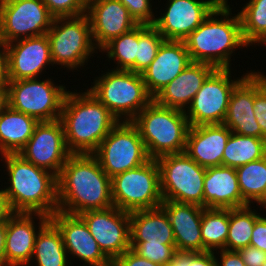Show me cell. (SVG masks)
Here are the masks:
<instances>
[{
  "label": "cell",
  "instance_id": "cb8c5ba5",
  "mask_svg": "<svg viewBox=\"0 0 266 266\" xmlns=\"http://www.w3.org/2000/svg\"><path fill=\"white\" fill-rule=\"evenodd\" d=\"M255 72L249 74L234 88L223 124L231 132L242 136L263 138L261 128L254 116Z\"/></svg>",
  "mask_w": 266,
  "mask_h": 266
},
{
  "label": "cell",
  "instance_id": "2e32d148",
  "mask_svg": "<svg viewBox=\"0 0 266 266\" xmlns=\"http://www.w3.org/2000/svg\"><path fill=\"white\" fill-rule=\"evenodd\" d=\"M228 1V0H227ZM223 0H168L153 26L165 40L183 41Z\"/></svg>",
  "mask_w": 266,
  "mask_h": 266
},
{
  "label": "cell",
  "instance_id": "484cf974",
  "mask_svg": "<svg viewBox=\"0 0 266 266\" xmlns=\"http://www.w3.org/2000/svg\"><path fill=\"white\" fill-rule=\"evenodd\" d=\"M203 193L204 208L233 209L247 206L241 195L236 169L229 166L206 168Z\"/></svg>",
  "mask_w": 266,
  "mask_h": 266
},
{
  "label": "cell",
  "instance_id": "83f0119b",
  "mask_svg": "<svg viewBox=\"0 0 266 266\" xmlns=\"http://www.w3.org/2000/svg\"><path fill=\"white\" fill-rule=\"evenodd\" d=\"M38 123L36 118L7 106L0 113V155L18 154Z\"/></svg>",
  "mask_w": 266,
  "mask_h": 266
},
{
  "label": "cell",
  "instance_id": "74e56055",
  "mask_svg": "<svg viewBox=\"0 0 266 266\" xmlns=\"http://www.w3.org/2000/svg\"><path fill=\"white\" fill-rule=\"evenodd\" d=\"M54 17H75L86 13L87 0H42Z\"/></svg>",
  "mask_w": 266,
  "mask_h": 266
},
{
  "label": "cell",
  "instance_id": "277c9868",
  "mask_svg": "<svg viewBox=\"0 0 266 266\" xmlns=\"http://www.w3.org/2000/svg\"><path fill=\"white\" fill-rule=\"evenodd\" d=\"M6 162L9 187L3 190L13 213H39L46 216L58 211L57 177L24 160L19 154L1 155Z\"/></svg>",
  "mask_w": 266,
  "mask_h": 266
},
{
  "label": "cell",
  "instance_id": "ab89813d",
  "mask_svg": "<svg viewBox=\"0 0 266 266\" xmlns=\"http://www.w3.org/2000/svg\"><path fill=\"white\" fill-rule=\"evenodd\" d=\"M215 252L176 251L168 266H217Z\"/></svg>",
  "mask_w": 266,
  "mask_h": 266
},
{
  "label": "cell",
  "instance_id": "44dd1931",
  "mask_svg": "<svg viewBox=\"0 0 266 266\" xmlns=\"http://www.w3.org/2000/svg\"><path fill=\"white\" fill-rule=\"evenodd\" d=\"M191 62L183 41L164 40L152 63L141 73L147 92L154 98Z\"/></svg>",
  "mask_w": 266,
  "mask_h": 266
},
{
  "label": "cell",
  "instance_id": "e0dca14e",
  "mask_svg": "<svg viewBox=\"0 0 266 266\" xmlns=\"http://www.w3.org/2000/svg\"><path fill=\"white\" fill-rule=\"evenodd\" d=\"M50 220L61 232L68 256L81 259L85 262L83 266H112V261L102 252L79 215L56 211Z\"/></svg>",
  "mask_w": 266,
  "mask_h": 266
},
{
  "label": "cell",
  "instance_id": "f546056e",
  "mask_svg": "<svg viewBox=\"0 0 266 266\" xmlns=\"http://www.w3.org/2000/svg\"><path fill=\"white\" fill-rule=\"evenodd\" d=\"M266 156V140L231 133L222 156V165L238 168Z\"/></svg>",
  "mask_w": 266,
  "mask_h": 266
},
{
  "label": "cell",
  "instance_id": "603a6c76",
  "mask_svg": "<svg viewBox=\"0 0 266 266\" xmlns=\"http://www.w3.org/2000/svg\"><path fill=\"white\" fill-rule=\"evenodd\" d=\"M231 133L224 124L190 126L185 153L202 167L220 166Z\"/></svg>",
  "mask_w": 266,
  "mask_h": 266
},
{
  "label": "cell",
  "instance_id": "816d5d0a",
  "mask_svg": "<svg viewBox=\"0 0 266 266\" xmlns=\"http://www.w3.org/2000/svg\"><path fill=\"white\" fill-rule=\"evenodd\" d=\"M3 42H2V40H1V34H0V45L2 44Z\"/></svg>",
  "mask_w": 266,
  "mask_h": 266
},
{
  "label": "cell",
  "instance_id": "7a4b0ae2",
  "mask_svg": "<svg viewBox=\"0 0 266 266\" xmlns=\"http://www.w3.org/2000/svg\"><path fill=\"white\" fill-rule=\"evenodd\" d=\"M60 120L71 154H93L102 140L120 122L89 90H68Z\"/></svg>",
  "mask_w": 266,
  "mask_h": 266
},
{
  "label": "cell",
  "instance_id": "4dcf8cb0",
  "mask_svg": "<svg viewBox=\"0 0 266 266\" xmlns=\"http://www.w3.org/2000/svg\"><path fill=\"white\" fill-rule=\"evenodd\" d=\"M229 231V209L204 208L201 220L203 252L225 248Z\"/></svg>",
  "mask_w": 266,
  "mask_h": 266
},
{
  "label": "cell",
  "instance_id": "8fae6325",
  "mask_svg": "<svg viewBox=\"0 0 266 266\" xmlns=\"http://www.w3.org/2000/svg\"><path fill=\"white\" fill-rule=\"evenodd\" d=\"M93 155L110 178L150 160L139 130L131 121H120Z\"/></svg>",
  "mask_w": 266,
  "mask_h": 266
},
{
  "label": "cell",
  "instance_id": "3957f363",
  "mask_svg": "<svg viewBox=\"0 0 266 266\" xmlns=\"http://www.w3.org/2000/svg\"><path fill=\"white\" fill-rule=\"evenodd\" d=\"M231 15V8L227 0H223L183 40L192 62L208 63L216 69H230V59L233 51L240 48V46H248L242 36L239 13L234 17ZM218 16H220V19L216 18Z\"/></svg>",
  "mask_w": 266,
  "mask_h": 266
},
{
  "label": "cell",
  "instance_id": "52a82bcc",
  "mask_svg": "<svg viewBox=\"0 0 266 266\" xmlns=\"http://www.w3.org/2000/svg\"><path fill=\"white\" fill-rule=\"evenodd\" d=\"M113 206L127 212L155 209L163 202L155 159L111 178Z\"/></svg>",
  "mask_w": 266,
  "mask_h": 266
},
{
  "label": "cell",
  "instance_id": "6da1fadb",
  "mask_svg": "<svg viewBox=\"0 0 266 266\" xmlns=\"http://www.w3.org/2000/svg\"><path fill=\"white\" fill-rule=\"evenodd\" d=\"M58 211L79 215L113 206L111 178L93 154H71L57 177Z\"/></svg>",
  "mask_w": 266,
  "mask_h": 266
},
{
  "label": "cell",
  "instance_id": "ffe728a7",
  "mask_svg": "<svg viewBox=\"0 0 266 266\" xmlns=\"http://www.w3.org/2000/svg\"><path fill=\"white\" fill-rule=\"evenodd\" d=\"M37 216L39 228L33 218ZM50 220L39 213H13L7 220L5 266H27L32 261L35 239L39 230Z\"/></svg>",
  "mask_w": 266,
  "mask_h": 266
},
{
  "label": "cell",
  "instance_id": "4316f807",
  "mask_svg": "<svg viewBox=\"0 0 266 266\" xmlns=\"http://www.w3.org/2000/svg\"><path fill=\"white\" fill-rule=\"evenodd\" d=\"M130 244L175 245L171 223L161 207L130 212Z\"/></svg>",
  "mask_w": 266,
  "mask_h": 266
},
{
  "label": "cell",
  "instance_id": "836d02e7",
  "mask_svg": "<svg viewBox=\"0 0 266 266\" xmlns=\"http://www.w3.org/2000/svg\"><path fill=\"white\" fill-rule=\"evenodd\" d=\"M238 13L245 43L266 44V0H250Z\"/></svg>",
  "mask_w": 266,
  "mask_h": 266
},
{
  "label": "cell",
  "instance_id": "ee69618b",
  "mask_svg": "<svg viewBox=\"0 0 266 266\" xmlns=\"http://www.w3.org/2000/svg\"><path fill=\"white\" fill-rule=\"evenodd\" d=\"M250 246L256 247L266 253V217L260 216L255 221Z\"/></svg>",
  "mask_w": 266,
  "mask_h": 266
},
{
  "label": "cell",
  "instance_id": "7402d4cb",
  "mask_svg": "<svg viewBox=\"0 0 266 266\" xmlns=\"http://www.w3.org/2000/svg\"><path fill=\"white\" fill-rule=\"evenodd\" d=\"M160 207L171 223L176 251L203 252L201 220L204 208L169 200H163Z\"/></svg>",
  "mask_w": 266,
  "mask_h": 266
},
{
  "label": "cell",
  "instance_id": "d4e9b609",
  "mask_svg": "<svg viewBox=\"0 0 266 266\" xmlns=\"http://www.w3.org/2000/svg\"><path fill=\"white\" fill-rule=\"evenodd\" d=\"M215 69L208 63L191 62L175 79L163 87L153 100L161 106L185 111Z\"/></svg>",
  "mask_w": 266,
  "mask_h": 266
},
{
  "label": "cell",
  "instance_id": "bcb514c9",
  "mask_svg": "<svg viewBox=\"0 0 266 266\" xmlns=\"http://www.w3.org/2000/svg\"><path fill=\"white\" fill-rule=\"evenodd\" d=\"M9 83L6 46L0 45V87H7Z\"/></svg>",
  "mask_w": 266,
  "mask_h": 266
},
{
  "label": "cell",
  "instance_id": "e575fe53",
  "mask_svg": "<svg viewBox=\"0 0 266 266\" xmlns=\"http://www.w3.org/2000/svg\"><path fill=\"white\" fill-rule=\"evenodd\" d=\"M106 51L109 60L117 61L115 70L135 72L137 56V26L132 30L115 37L105 44L100 52ZM116 60V61H115Z\"/></svg>",
  "mask_w": 266,
  "mask_h": 266
},
{
  "label": "cell",
  "instance_id": "f1b7e54d",
  "mask_svg": "<svg viewBox=\"0 0 266 266\" xmlns=\"http://www.w3.org/2000/svg\"><path fill=\"white\" fill-rule=\"evenodd\" d=\"M67 257L61 232L49 220L36 236L32 258L36 260V266H68Z\"/></svg>",
  "mask_w": 266,
  "mask_h": 266
},
{
  "label": "cell",
  "instance_id": "1f68e13d",
  "mask_svg": "<svg viewBox=\"0 0 266 266\" xmlns=\"http://www.w3.org/2000/svg\"><path fill=\"white\" fill-rule=\"evenodd\" d=\"M251 205L229 209V231L225 250L238 251L250 245L255 221L260 215Z\"/></svg>",
  "mask_w": 266,
  "mask_h": 266
},
{
  "label": "cell",
  "instance_id": "30bf717a",
  "mask_svg": "<svg viewBox=\"0 0 266 266\" xmlns=\"http://www.w3.org/2000/svg\"><path fill=\"white\" fill-rule=\"evenodd\" d=\"M67 92L65 86H56L51 79L9 80L8 106L36 118L39 122L54 121L60 119Z\"/></svg>",
  "mask_w": 266,
  "mask_h": 266
},
{
  "label": "cell",
  "instance_id": "60d3db41",
  "mask_svg": "<svg viewBox=\"0 0 266 266\" xmlns=\"http://www.w3.org/2000/svg\"><path fill=\"white\" fill-rule=\"evenodd\" d=\"M129 11L130 16L137 24L153 25L155 16L151 0H119Z\"/></svg>",
  "mask_w": 266,
  "mask_h": 266
},
{
  "label": "cell",
  "instance_id": "d6986e66",
  "mask_svg": "<svg viewBox=\"0 0 266 266\" xmlns=\"http://www.w3.org/2000/svg\"><path fill=\"white\" fill-rule=\"evenodd\" d=\"M86 14L91 24L93 43L99 50L113 38L138 25L119 0H87Z\"/></svg>",
  "mask_w": 266,
  "mask_h": 266
},
{
  "label": "cell",
  "instance_id": "d6a6232c",
  "mask_svg": "<svg viewBox=\"0 0 266 266\" xmlns=\"http://www.w3.org/2000/svg\"><path fill=\"white\" fill-rule=\"evenodd\" d=\"M236 174L244 202L258 203L266 191V156L236 168Z\"/></svg>",
  "mask_w": 266,
  "mask_h": 266
},
{
  "label": "cell",
  "instance_id": "5bb4252c",
  "mask_svg": "<svg viewBox=\"0 0 266 266\" xmlns=\"http://www.w3.org/2000/svg\"><path fill=\"white\" fill-rule=\"evenodd\" d=\"M18 154L24 160L58 177L71 155L66 146L61 120L39 122Z\"/></svg>",
  "mask_w": 266,
  "mask_h": 266
},
{
  "label": "cell",
  "instance_id": "9c48e42d",
  "mask_svg": "<svg viewBox=\"0 0 266 266\" xmlns=\"http://www.w3.org/2000/svg\"><path fill=\"white\" fill-rule=\"evenodd\" d=\"M160 171L163 200L198 205L204 208V178L206 168L185 152L156 159Z\"/></svg>",
  "mask_w": 266,
  "mask_h": 266
},
{
  "label": "cell",
  "instance_id": "8d00e7d4",
  "mask_svg": "<svg viewBox=\"0 0 266 266\" xmlns=\"http://www.w3.org/2000/svg\"><path fill=\"white\" fill-rule=\"evenodd\" d=\"M131 249L140 257L162 266H168L176 252L175 245L130 244Z\"/></svg>",
  "mask_w": 266,
  "mask_h": 266
},
{
  "label": "cell",
  "instance_id": "f907efd6",
  "mask_svg": "<svg viewBox=\"0 0 266 266\" xmlns=\"http://www.w3.org/2000/svg\"><path fill=\"white\" fill-rule=\"evenodd\" d=\"M258 204L260 205V206H264V208H266V191H265V193H264V195H263V197L260 199V201L258 202Z\"/></svg>",
  "mask_w": 266,
  "mask_h": 266
},
{
  "label": "cell",
  "instance_id": "9a60e30c",
  "mask_svg": "<svg viewBox=\"0 0 266 266\" xmlns=\"http://www.w3.org/2000/svg\"><path fill=\"white\" fill-rule=\"evenodd\" d=\"M102 252L113 262L131 249L130 212L115 206L79 214Z\"/></svg>",
  "mask_w": 266,
  "mask_h": 266
},
{
  "label": "cell",
  "instance_id": "7dc6e473",
  "mask_svg": "<svg viewBox=\"0 0 266 266\" xmlns=\"http://www.w3.org/2000/svg\"><path fill=\"white\" fill-rule=\"evenodd\" d=\"M13 214L8 200L3 193V190H0V224H7L8 218Z\"/></svg>",
  "mask_w": 266,
  "mask_h": 266
},
{
  "label": "cell",
  "instance_id": "8992f818",
  "mask_svg": "<svg viewBox=\"0 0 266 266\" xmlns=\"http://www.w3.org/2000/svg\"><path fill=\"white\" fill-rule=\"evenodd\" d=\"M88 90L119 121H132L153 100L142 75L132 71L112 69L96 77Z\"/></svg>",
  "mask_w": 266,
  "mask_h": 266
},
{
  "label": "cell",
  "instance_id": "ac0fdd59",
  "mask_svg": "<svg viewBox=\"0 0 266 266\" xmlns=\"http://www.w3.org/2000/svg\"><path fill=\"white\" fill-rule=\"evenodd\" d=\"M5 46L9 80L38 78L46 66L53 65L47 34L19 39Z\"/></svg>",
  "mask_w": 266,
  "mask_h": 266
},
{
  "label": "cell",
  "instance_id": "7bdbcfd3",
  "mask_svg": "<svg viewBox=\"0 0 266 266\" xmlns=\"http://www.w3.org/2000/svg\"><path fill=\"white\" fill-rule=\"evenodd\" d=\"M246 266H263L266 261V253L253 246H247L238 250Z\"/></svg>",
  "mask_w": 266,
  "mask_h": 266
},
{
  "label": "cell",
  "instance_id": "d590c367",
  "mask_svg": "<svg viewBox=\"0 0 266 266\" xmlns=\"http://www.w3.org/2000/svg\"><path fill=\"white\" fill-rule=\"evenodd\" d=\"M165 39L153 25H137L135 73L141 74L154 60Z\"/></svg>",
  "mask_w": 266,
  "mask_h": 266
},
{
  "label": "cell",
  "instance_id": "5b68a950",
  "mask_svg": "<svg viewBox=\"0 0 266 266\" xmlns=\"http://www.w3.org/2000/svg\"><path fill=\"white\" fill-rule=\"evenodd\" d=\"M131 122L138 128L150 159L185 152L190 127L185 111L152 100Z\"/></svg>",
  "mask_w": 266,
  "mask_h": 266
},
{
  "label": "cell",
  "instance_id": "c3c4849f",
  "mask_svg": "<svg viewBox=\"0 0 266 266\" xmlns=\"http://www.w3.org/2000/svg\"><path fill=\"white\" fill-rule=\"evenodd\" d=\"M7 224H0V266H5V242Z\"/></svg>",
  "mask_w": 266,
  "mask_h": 266
},
{
  "label": "cell",
  "instance_id": "f35d334b",
  "mask_svg": "<svg viewBox=\"0 0 266 266\" xmlns=\"http://www.w3.org/2000/svg\"><path fill=\"white\" fill-rule=\"evenodd\" d=\"M253 112L266 140V75L261 72H255Z\"/></svg>",
  "mask_w": 266,
  "mask_h": 266
},
{
  "label": "cell",
  "instance_id": "f6af8a7d",
  "mask_svg": "<svg viewBox=\"0 0 266 266\" xmlns=\"http://www.w3.org/2000/svg\"><path fill=\"white\" fill-rule=\"evenodd\" d=\"M220 254L221 262L217 260V266H246L238 251L221 249Z\"/></svg>",
  "mask_w": 266,
  "mask_h": 266
},
{
  "label": "cell",
  "instance_id": "4fadbf2b",
  "mask_svg": "<svg viewBox=\"0 0 266 266\" xmlns=\"http://www.w3.org/2000/svg\"><path fill=\"white\" fill-rule=\"evenodd\" d=\"M53 20L42 0H0V34L4 45L46 34Z\"/></svg>",
  "mask_w": 266,
  "mask_h": 266
},
{
  "label": "cell",
  "instance_id": "7c38bea8",
  "mask_svg": "<svg viewBox=\"0 0 266 266\" xmlns=\"http://www.w3.org/2000/svg\"><path fill=\"white\" fill-rule=\"evenodd\" d=\"M248 74L246 73L239 79L231 80L230 69H215L185 109L189 125L223 124L230 96L234 88Z\"/></svg>",
  "mask_w": 266,
  "mask_h": 266
},
{
  "label": "cell",
  "instance_id": "b9f144b4",
  "mask_svg": "<svg viewBox=\"0 0 266 266\" xmlns=\"http://www.w3.org/2000/svg\"><path fill=\"white\" fill-rule=\"evenodd\" d=\"M112 266H162L140 257L132 249L127 250L124 254L117 257Z\"/></svg>",
  "mask_w": 266,
  "mask_h": 266
},
{
  "label": "cell",
  "instance_id": "681fc988",
  "mask_svg": "<svg viewBox=\"0 0 266 266\" xmlns=\"http://www.w3.org/2000/svg\"><path fill=\"white\" fill-rule=\"evenodd\" d=\"M8 106L7 87H0V113Z\"/></svg>",
  "mask_w": 266,
  "mask_h": 266
},
{
  "label": "cell",
  "instance_id": "ba28073f",
  "mask_svg": "<svg viewBox=\"0 0 266 266\" xmlns=\"http://www.w3.org/2000/svg\"><path fill=\"white\" fill-rule=\"evenodd\" d=\"M46 34L53 65H61L70 70L83 67L97 49L86 13L75 17L54 18Z\"/></svg>",
  "mask_w": 266,
  "mask_h": 266
}]
</instances>
